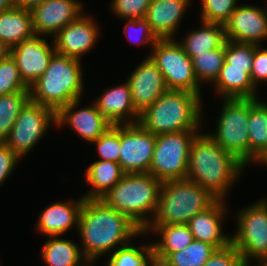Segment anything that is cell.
Wrapping results in <instances>:
<instances>
[{
	"label": "cell",
	"mask_w": 267,
	"mask_h": 266,
	"mask_svg": "<svg viewBox=\"0 0 267 266\" xmlns=\"http://www.w3.org/2000/svg\"><path fill=\"white\" fill-rule=\"evenodd\" d=\"M78 231L82 238V254L88 262H96L105 253L129 244L142 236L143 230L127 215L108 207L101 199H84Z\"/></svg>",
	"instance_id": "6da1fadb"
},
{
	"label": "cell",
	"mask_w": 267,
	"mask_h": 266,
	"mask_svg": "<svg viewBox=\"0 0 267 266\" xmlns=\"http://www.w3.org/2000/svg\"><path fill=\"white\" fill-rule=\"evenodd\" d=\"M244 167L207 133L199 132L191 143L186 179L199 184L217 199L224 200Z\"/></svg>",
	"instance_id": "7a4b0ae2"
},
{
	"label": "cell",
	"mask_w": 267,
	"mask_h": 266,
	"mask_svg": "<svg viewBox=\"0 0 267 266\" xmlns=\"http://www.w3.org/2000/svg\"><path fill=\"white\" fill-rule=\"evenodd\" d=\"M201 97L185 90H167L140 113L138 123L154 135L199 130Z\"/></svg>",
	"instance_id": "3957f363"
},
{
	"label": "cell",
	"mask_w": 267,
	"mask_h": 266,
	"mask_svg": "<svg viewBox=\"0 0 267 266\" xmlns=\"http://www.w3.org/2000/svg\"><path fill=\"white\" fill-rule=\"evenodd\" d=\"M83 75L81 60L55 52L44 74L30 86V101L57 113L70 102L81 99Z\"/></svg>",
	"instance_id": "277c9868"
},
{
	"label": "cell",
	"mask_w": 267,
	"mask_h": 266,
	"mask_svg": "<svg viewBox=\"0 0 267 266\" xmlns=\"http://www.w3.org/2000/svg\"><path fill=\"white\" fill-rule=\"evenodd\" d=\"M160 187L161 182L150 173H125L100 199L144 230L156 213Z\"/></svg>",
	"instance_id": "5b68a950"
},
{
	"label": "cell",
	"mask_w": 267,
	"mask_h": 266,
	"mask_svg": "<svg viewBox=\"0 0 267 266\" xmlns=\"http://www.w3.org/2000/svg\"><path fill=\"white\" fill-rule=\"evenodd\" d=\"M216 200L208 190L191 180L162 182L156 213L148 226L187 224Z\"/></svg>",
	"instance_id": "8992f818"
},
{
	"label": "cell",
	"mask_w": 267,
	"mask_h": 266,
	"mask_svg": "<svg viewBox=\"0 0 267 266\" xmlns=\"http://www.w3.org/2000/svg\"><path fill=\"white\" fill-rule=\"evenodd\" d=\"M200 131L184 130L156 135L149 173L161 183L186 179L191 143Z\"/></svg>",
	"instance_id": "52a82bcc"
},
{
	"label": "cell",
	"mask_w": 267,
	"mask_h": 266,
	"mask_svg": "<svg viewBox=\"0 0 267 266\" xmlns=\"http://www.w3.org/2000/svg\"><path fill=\"white\" fill-rule=\"evenodd\" d=\"M215 134L207 133L241 163H249V99H224Z\"/></svg>",
	"instance_id": "ba28073f"
},
{
	"label": "cell",
	"mask_w": 267,
	"mask_h": 266,
	"mask_svg": "<svg viewBox=\"0 0 267 266\" xmlns=\"http://www.w3.org/2000/svg\"><path fill=\"white\" fill-rule=\"evenodd\" d=\"M149 55L163 74L168 90H185L201 96L192 59L174 38L158 39Z\"/></svg>",
	"instance_id": "9c48e42d"
},
{
	"label": "cell",
	"mask_w": 267,
	"mask_h": 266,
	"mask_svg": "<svg viewBox=\"0 0 267 266\" xmlns=\"http://www.w3.org/2000/svg\"><path fill=\"white\" fill-rule=\"evenodd\" d=\"M238 229L231 237V244L248 264L251 260L267 258V198L239 211Z\"/></svg>",
	"instance_id": "30bf717a"
},
{
	"label": "cell",
	"mask_w": 267,
	"mask_h": 266,
	"mask_svg": "<svg viewBox=\"0 0 267 266\" xmlns=\"http://www.w3.org/2000/svg\"><path fill=\"white\" fill-rule=\"evenodd\" d=\"M51 124L56 125V113L51 108L29 101L21 110L4 143L22 159Z\"/></svg>",
	"instance_id": "8fae6325"
},
{
	"label": "cell",
	"mask_w": 267,
	"mask_h": 266,
	"mask_svg": "<svg viewBox=\"0 0 267 266\" xmlns=\"http://www.w3.org/2000/svg\"><path fill=\"white\" fill-rule=\"evenodd\" d=\"M156 135L139 123L121 124L119 164L124 173H149Z\"/></svg>",
	"instance_id": "7c38bea8"
},
{
	"label": "cell",
	"mask_w": 267,
	"mask_h": 266,
	"mask_svg": "<svg viewBox=\"0 0 267 266\" xmlns=\"http://www.w3.org/2000/svg\"><path fill=\"white\" fill-rule=\"evenodd\" d=\"M40 35L24 40L10 49V55L16 61L23 82L30 86L45 72L50 59L56 52Z\"/></svg>",
	"instance_id": "4fadbf2b"
},
{
	"label": "cell",
	"mask_w": 267,
	"mask_h": 266,
	"mask_svg": "<svg viewBox=\"0 0 267 266\" xmlns=\"http://www.w3.org/2000/svg\"><path fill=\"white\" fill-rule=\"evenodd\" d=\"M226 40L260 45L267 39V10L252 5H237L224 24Z\"/></svg>",
	"instance_id": "5bb4252c"
},
{
	"label": "cell",
	"mask_w": 267,
	"mask_h": 266,
	"mask_svg": "<svg viewBox=\"0 0 267 266\" xmlns=\"http://www.w3.org/2000/svg\"><path fill=\"white\" fill-rule=\"evenodd\" d=\"M78 0H45L30 9L35 35L53 37L67 24L83 14Z\"/></svg>",
	"instance_id": "9a60e30c"
},
{
	"label": "cell",
	"mask_w": 267,
	"mask_h": 266,
	"mask_svg": "<svg viewBox=\"0 0 267 266\" xmlns=\"http://www.w3.org/2000/svg\"><path fill=\"white\" fill-rule=\"evenodd\" d=\"M127 82L130 86L133 106L139 114L168 90L163 74L150 56L136 67Z\"/></svg>",
	"instance_id": "2e32d148"
},
{
	"label": "cell",
	"mask_w": 267,
	"mask_h": 266,
	"mask_svg": "<svg viewBox=\"0 0 267 266\" xmlns=\"http://www.w3.org/2000/svg\"><path fill=\"white\" fill-rule=\"evenodd\" d=\"M80 100H74L56 113V127L68 124L84 141L92 143L111 126L93 102L91 106L76 109ZM75 109V110H74Z\"/></svg>",
	"instance_id": "e0dca14e"
},
{
	"label": "cell",
	"mask_w": 267,
	"mask_h": 266,
	"mask_svg": "<svg viewBox=\"0 0 267 266\" xmlns=\"http://www.w3.org/2000/svg\"><path fill=\"white\" fill-rule=\"evenodd\" d=\"M99 33L93 18L81 14L54 36L55 50L59 54L81 60V56L93 48Z\"/></svg>",
	"instance_id": "ac0fdd59"
},
{
	"label": "cell",
	"mask_w": 267,
	"mask_h": 266,
	"mask_svg": "<svg viewBox=\"0 0 267 266\" xmlns=\"http://www.w3.org/2000/svg\"><path fill=\"white\" fill-rule=\"evenodd\" d=\"M225 199H217L210 207L197 213L187 225L194 240L215 246L217 249L231 244V236L222 232L223 217L226 215Z\"/></svg>",
	"instance_id": "d6986e66"
},
{
	"label": "cell",
	"mask_w": 267,
	"mask_h": 266,
	"mask_svg": "<svg viewBox=\"0 0 267 266\" xmlns=\"http://www.w3.org/2000/svg\"><path fill=\"white\" fill-rule=\"evenodd\" d=\"M191 0H151L145 19L158 39L174 38Z\"/></svg>",
	"instance_id": "ffe728a7"
},
{
	"label": "cell",
	"mask_w": 267,
	"mask_h": 266,
	"mask_svg": "<svg viewBox=\"0 0 267 266\" xmlns=\"http://www.w3.org/2000/svg\"><path fill=\"white\" fill-rule=\"evenodd\" d=\"M85 197L76 201L55 202L45 208L37 220V230L45 236H61L73 226L78 228L80 210Z\"/></svg>",
	"instance_id": "44dd1931"
},
{
	"label": "cell",
	"mask_w": 267,
	"mask_h": 266,
	"mask_svg": "<svg viewBox=\"0 0 267 266\" xmlns=\"http://www.w3.org/2000/svg\"><path fill=\"white\" fill-rule=\"evenodd\" d=\"M94 103L112 125L138 123L140 114L133 106L130 86L127 81L107 89Z\"/></svg>",
	"instance_id": "7402d4cb"
},
{
	"label": "cell",
	"mask_w": 267,
	"mask_h": 266,
	"mask_svg": "<svg viewBox=\"0 0 267 266\" xmlns=\"http://www.w3.org/2000/svg\"><path fill=\"white\" fill-rule=\"evenodd\" d=\"M252 68L230 67L224 62L220 73L213 84L224 99H258L257 88L252 83Z\"/></svg>",
	"instance_id": "603a6c76"
},
{
	"label": "cell",
	"mask_w": 267,
	"mask_h": 266,
	"mask_svg": "<svg viewBox=\"0 0 267 266\" xmlns=\"http://www.w3.org/2000/svg\"><path fill=\"white\" fill-rule=\"evenodd\" d=\"M34 35L30 9L15 5L0 13V42L9 49Z\"/></svg>",
	"instance_id": "cb8c5ba5"
},
{
	"label": "cell",
	"mask_w": 267,
	"mask_h": 266,
	"mask_svg": "<svg viewBox=\"0 0 267 266\" xmlns=\"http://www.w3.org/2000/svg\"><path fill=\"white\" fill-rule=\"evenodd\" d=\"M151 231L160 235L161 241L152 244L154 257L162 260H165L172 252L185 249L194 240L187 224L147 226L143 230V235Z\"/></svg>",
	"instance_id": "d4e9b609"
},
{
	"label": "cell",
	"mask_w": 267,
	"mask_h": 266,
	"mask_svg": "<svg viewBox=\"0 0 267 266\" xmlns=\"http://www.w3.org/2000/svg\"><path fill=\"white\" fill-rule=\"evenodd\" d=\"M249 163L259 162L267 154V104L249 99Z\"/></svg>",
	"instance_id": "484cf974"
},
{
	"label": "cell",
	"mask_w": 267,
	"mask_h": 266,
	"mask_svg": "<svg viewBox=\"0 0 267 266\" xmlns=\"http://www.w3.org/2000/svg\"><path fill=\"white\" fill-rule=\"evenodd\" d=\"M199 30L189 32L179 42L190 57L222 47L226 43L225 28L222 24L201 21Z\"/></svg>",
	"instance_id": "4316f807"
},
{
	"label": "cell",
	"mask_w": 267,
	"mask_h": 266,
	"mask_svg": "<svg viewBox=\"0 0 267 266\" xmlns=\"http://www.w3.org/2000/svg\"><path fill=\"white\" fill-rule=\"evenodd\" d=\"M124 174L119 163L104 160L91 163L84 177L92 188L84 197L100 199L122 179Z\"/></svg>",
	"instance_id": "83f0119b"
},
{
	"label": "cell",
	"mask_w": 267,
	"mask_h": 266,
	"mask_svg": "<svg viewBox=\"0 0 267 266\" xmlns=\"http://www.w3.org/2000/svg\"><path fill=\"white\" fill-rule=\"evenodd\" d=\"M48 238L41 252L42 260L48 266H84L88 262L77 243L69 239H60L59 235Z\"/></svg>",
	"instance_id": "f1b7e54d"
},
{
	"label": "cell",
	"mask_w": 267,
	"mask_h": 266,
	"mask_svg": "<svg viewBox=\"0 0 267 266\" xmlns=\"http://www.w3.org/2000/svg\"><path fill=\"white\" fill-rule=\"evenodd\" d=\"M29 101L30 91L0 95V142L8 138L17 117Z\"/></svg>",
	"instance_id": "f546056e"
},
{
	"label": "cell",
	"mask_w": 267,
	"mask_h": 266,
	"mask_svg": "<svg viewBox=\"0 0 267 266\" xmlns=\"http://www.w3.org/2000/svg\"><path fill=\"white\" fill-rule=\"evenodd\" d=\"M191 59L198 83L200 85L204 82L214 83L225 62V44L220 48L198 54Z\"/></svg>",
	"instance_id": "4dcf8cb0"
},
{
	"label": "cell",
	"mask_w": 267,
	"mask_h": 266,
	"mask_svg": "<svg viewBox=\"0 0 267 266\" xmlns=\"http://www.w3.org/2000/svg\"><path fill=\"white\" fill-rule=\"evenodd\" d=\"M216 249L211 244L193 240L185 249L172 252L164 261L170 266H203Z\"/></svg>",
	"instance_id": "1f68e13d"
},
{
	"label": "cell",
	"mask_w": 267,
	"mask_h": 266,
	"mask_svg": "<svg viewBox=\"0 0 267 266\" xmlns=\"http://www.w3.org/2000/svg\"><path fill=\"white\" fill-rule=\"evenodd\" d=\"M110 254L111 256L106 262L108 266H149L154 257L153 244L147 243V245L135 247L130 242Z\"/></svg>",
	"instance_id": "d6a6232c"
},
{
	"label": "cell",
	"mask_w": 267,
	"mask_h": 266,
	"mask_svg": "<svg viewBox=\"0 0 267 266\" xmlns=\"http://www.w3.org/2000/svg\"><path fill=\"white\" fill-rule=\"evenodd\" d=\"M30 91L23 82L16 61L9 55L0 62V95Z\"/></svg>",
	"instance_id": "836d02e7"
},
{
	"label": "cell",
	"mask_w": 267,
	"mask_h": 266,
	"mask_svg": "<svg viewBox=\"0 0 267 266\" xmlns=\"http://www.w3.org/2000/svg\"><path fill=\"white\" fill-rule=\"evenodd\" d=\"M92 144L97 146L98 155L101 158L99 160L118 163L121 146V124L112 125Z\"/></svg>",
	"instance_id": "e575fe53"
},
{
	"label": "cell",
	"mask_w": 267,
	"mask_h": 266,
	"mask_svg": "<svg viewBox=\"0 0 267 266\" xmlns=\"http://www.w3.org/2000/svg\"><path fill=\"white\" fill-rule=\"evenodd\" d=\"M238 0H201V21L224 25L237 7Z\"/></svg>",
	"instance_id": "d590c367"
},
{
	"label": "cell",
	"mask_w": 267,
	"mask_h": 266,
	"mask_svg": "<svg viewBox=\"0 0 267 266\" xmlns=\"http://www.w3.org/2000/svg\"><path fill=\"white\" fill-rule=\"evenodd\" d=\"M257 44L239 43L226 40L225 43V62L230 67L252 68L254 51Z\"/></svg>",
	"instance_id": "8d00e7d4"
},
{
	"label": "cell",
	"mask_w": 267,
	"mask_h": 266,
	"mask_svg": "<svg viewBox=\"0 0 267 266\" xmlns=\"http://www.w3.org/2000/svg\"><path fill=\"white\" fill-rule=\"evenodd\" d=\"M125 20L127 22L125 23L124 26V32L130 41L136 44L148 43L152 47L156 44L158 38L152 32L150 25L145 18H137V19L130 18Z\"/></svg>",
	"instance_id": "74e56055"
},
{
	"label": "cell",
	"mask_w": 267,
	"mask_h": 266,
	"mask_svg": "<svg viewBox=\"0 0 267 266\" xmlns=\"http://www.w3.org/2000/svg\"><path fill=\"white\" fill-rule=\"evenodd\" d=\"M151 0H112L111 9L119 18H144Z\"/></svg>",
	"instance_id": "f35d334b"
},
{
	"label": "cell",
	"mask_w": 267,
	"mask_h": 266,
	"mask_svg": "<svg viewBox=\"0 0 267 266\" xmlns=\"http://www.w3.org/2000/svg\"><path fill=\"white\" fill-rule=\"evenodd\" d=\"M203 266H246L239 251L232 245L216 249Z\"/></svg>",
	"instance_id": "ab89813d"
},
{
	"label": "cell",
	"mask_w": 267,
	"mask_h": 266,
	"mask_svg": "<svg viewBox=\"0 0 267 266\" xmlns=\"http://www.w3.org/2000/svg\"><path fill=\"white\" fill-rule=\"evenodd\" d=\"M258 45L254 51V57L252 62V70L250 77L255 88L258 84L267 82V49ZM263 48V49H262Z\"/></svg>",
	"instance_id": "60d3db41"
},
{
	"label": "cell",
	"mask_w": 267,
	"mask_h": 266,
	"mask_svg": "<svg viewBox=\"0 0 267 266\" xmlns=\"http://www.w3.org/2000/svg\"><path fill=\"white\" fill-rule=\"evenodd\" d=\"M19 160L21 158L11 148L0 142V185L7 180Z\"/></svg>",
	"instance_id": "b9f144b4"
},
{
	"label": "cell",
	"mask_w": 267,
	"mask_h": 266,
	"mask_svg": "<svg viewBox=\"0 0 267 266\" xmlns=\"http://www.w3.org/2000/svg\"><path fill=\"white\" fill-rule=\"evenodd\" d=\"M44 1L45 0H16V6L23 7L25 9H31Z\"/></svg>",
	"instance_id": "7bdbcfd3"
},
{
	"label": "cell",
	"mask_w": 267,
	"mask_h": 266,
	"mask_svg": "<svg viewBox=\"0 0 267 266\" xmlns=\"http://www.w3.org/2000/svg\"><path fill=\"white\" fill-rule=\"evenodd\" d=\"M16 5V0H0V13Z\"/></svg>",
	"instance_id": "ee69618b"
},
{
	"label": "cell",
	"mask_w": 267,
	"mask_h": 266,
	"mask_svg": "<svg viewBox=\"0 0 267 266\" xmlns=\"http://www.w3.org/2000/svg\"><path fill=\"white\" fill-rule=\"evenodd\" d=\"M10 55V49L0 42V62L5 60Z\"/></svg>",
	"instance_id": "f6af8a7d"
},
{
	"label": "cell",
	"mask_w": 267,
	"mask_h": 266,
	"mask_svg": "<svg viewBox=\"0 0 267 266\" xmlns=\"http://www.w3.org/2000/svg\"><path fill=\"white\" fill-rule=\"evenodd\" d=\"M149 266H170L164 260L153 257Z\"/></svg>",
	"instance_id": "bcb514c9"
},
{
	"label": "cell",
	"mask_w": 267,
	"mask_h": 266,
	"mask_svg": "<svg viewBox=\"0 0 267 266\" xmlns=\"http://www.w3.org/2000/svg\"><path fill=\"white\" fill-rule=\"evenodd\" d=\"M258 163L262 165L265 164L267 166V154L261 160H259Z\"/></svg>",
	"instance_id": "7dc6e473"
},
{
	"label": "cell",
	"mask_w": 267,
	"mask_h": 266,
	"mask_svg": "<svg viewBox=\"0 0 267 266\" xmlns=\"http://www.w3.org/2000/svg\"><path fill=\"white\" fill-rule=\"evenodd\" d=\"M257 263H258V265L256 264V266H267V263L264 261H258ZM249 264L250 263L246 264V266H250Z\"/></svg>",
	"instance_id": "c3c4849f"
},
{
	"label": "cell",
	"mask_w": 267,
	"mask_h": 266,
	"mask_svg": "<svg viewBox=\"0 0 267 266\" xmlns=\"http://www.w3.org/2000/svg\"><path fill=\"white\" fill-rule=\"evenodd\" d=\"M93 262H87L84 266H92Z\"/></svg>",
	"instance_id": "681fc988"
}]
</instances>
